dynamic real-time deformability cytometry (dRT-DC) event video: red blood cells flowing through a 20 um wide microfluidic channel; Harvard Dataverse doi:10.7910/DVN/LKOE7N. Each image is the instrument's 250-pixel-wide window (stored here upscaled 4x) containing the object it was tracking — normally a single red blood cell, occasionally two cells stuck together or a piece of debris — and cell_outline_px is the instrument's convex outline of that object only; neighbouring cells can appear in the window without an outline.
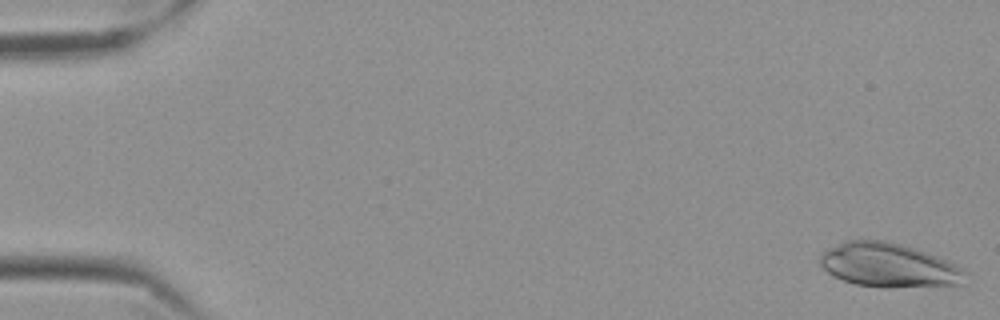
{"species": "Egyptian fruit bat (a non-hibernating species)", "species_latin": "Rousettus aegyptiacus", "temperature_condition": "cold", "stored_images_in_passage": 58, "camera_frame_rate_fps": 3000, "um_per_image_px": 0.085, "frame": {"image": 1, "passage_image": 2, "time_ms": 0.333, "image_size_px": [1000, 320], "cell_outline_px": [[968, 272], [964, 284], [884, 288], [856, 284], [844, 280], [828, 272], [820, 264], [820, 252], [844, 240], [884, 240], [900, 244], [936, 256]], "centroid_in_image_um": [75.51, 22.55], "position_along_channel_um": 9.5, "area_um2": 36.99}}
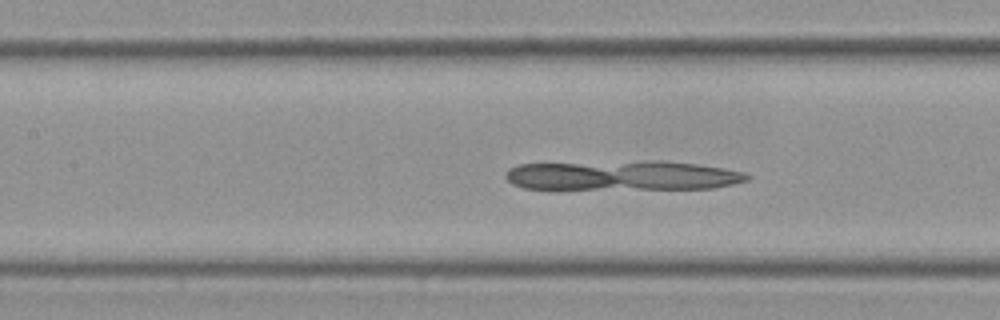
{"frame": {"image": 2, "passage_image": 27, "time_ms": 8.667, "image_size_px": [1000, 320], "cell_outline_px": [[752, 176], [748, 180], [732, 184], [712, 188], [560, 192], [552, 192], [524, 188], [512, 184], [504, 176], [508, 168], [520, 164], [648, 160], [656, 160], [696, 164], [724, 168], [744, 172]], "centroid_in_image_um": [52.77, 14.97], "position_along_channel_um": 154.6, "area_um2": 44.33}}
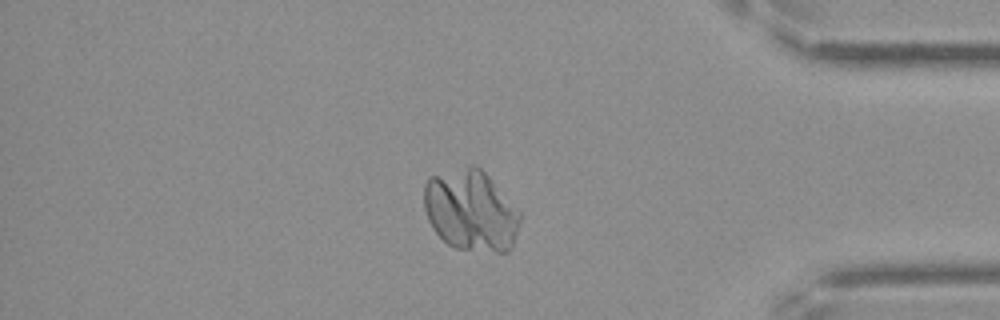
{"frame": {"image": 3, "passage_image": 50, "time_ms": 16.333, "image_size_px": [1000, 320], "cell_outline_px": [[520, 220], [512, 248], [508, 252], [496, 252], [456, 248], [448, 244], [432, 228], [428, 220], [424, 208], [424, 184], [432, 176], [472, 164], [476, 164], [488, 176], [520, 212]], "centroid_in_image_um": [40.01, 17.9], "position_along_channel_um": 395.2, "area_um2": 45.14}}